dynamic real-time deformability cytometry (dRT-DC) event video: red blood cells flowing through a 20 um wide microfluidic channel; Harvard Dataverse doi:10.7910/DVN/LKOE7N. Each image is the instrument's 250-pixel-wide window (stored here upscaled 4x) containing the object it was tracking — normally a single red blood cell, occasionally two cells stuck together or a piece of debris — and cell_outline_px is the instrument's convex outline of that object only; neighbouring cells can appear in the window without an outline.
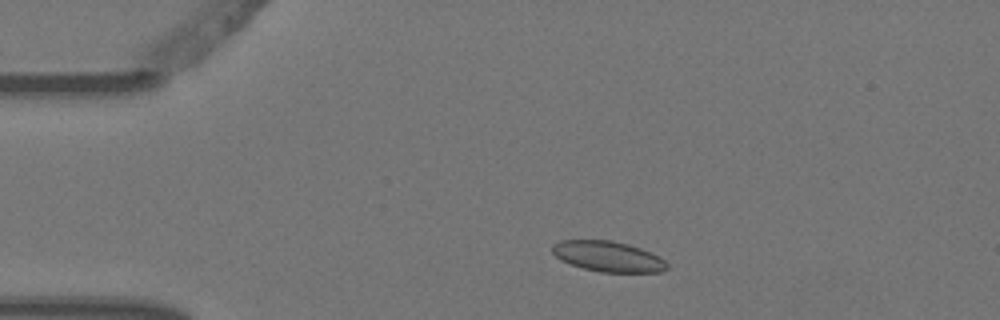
{"species": "Egyptian fruit bat (a non-hibernating species)", "species_latin": "Rousettus aegyptiacus", "temperature_condition": "warm", "stored_images_in_passage": 3, "camera_frame_rate_fps": 3000, "um_per_image_px": 0.085, "animal": {"sex": "female"}, "frame": {"image": 1, "passage_image": 1, "time_ms": 0.0, "image_size_px": [1000, 320], "cell_outline_px": [[668, 268], [660, 272], [600, 272], [568, 264], [560, 260], [552, 252], [552, 244], [560, 240], [612, 240], [628, 244], [640, 248], [664, 260], [668, 264]], "centroid_in_image_um": [51.63, 21.79], "position_along_channel_um": 33.4, "area_um2": 20.35}}
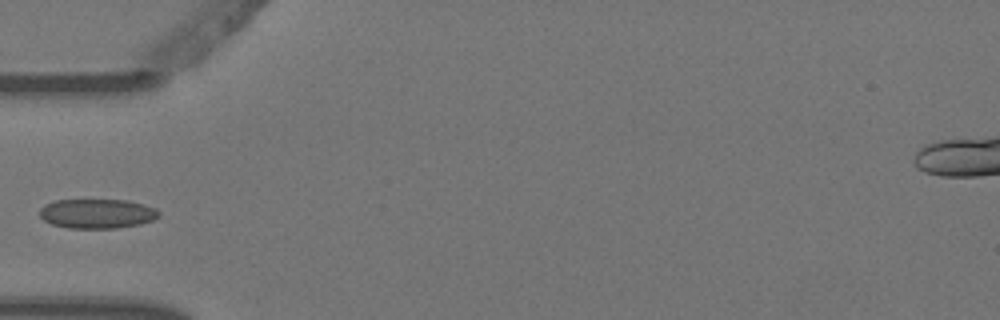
{"frame": {"image": 2, "passage_image": 3, "time_ms": 0.667, "image_size_px": [1000, 320], "cell_outline_px": [[160, 216], [152, 220], [140, 224], [116, 228], [68, 228], [52, 224], [44, 220], [40, 216], [40, 208], [44, 204], [56, 200], [124, 200], [144, 204], [156, 208], [160, 212]], "centroid_in_image_um": [8.26, 18.15], "position_along_channel_um": 76.7, "area_um2": 20.52}}